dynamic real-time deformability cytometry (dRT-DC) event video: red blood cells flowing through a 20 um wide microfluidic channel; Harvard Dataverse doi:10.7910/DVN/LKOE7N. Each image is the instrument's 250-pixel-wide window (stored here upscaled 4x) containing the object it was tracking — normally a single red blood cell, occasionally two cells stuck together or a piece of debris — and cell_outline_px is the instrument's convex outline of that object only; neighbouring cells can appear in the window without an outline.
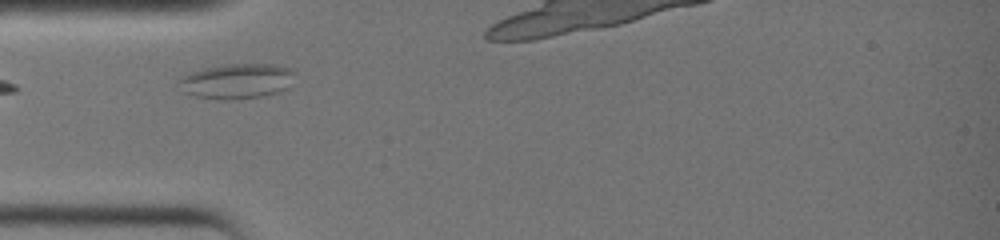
{"species": "common noctule bat (a hibernating species)", "species_latin": "Nyctalus noctula", "temperature_condition": "warm", "stored_images_in_passage": 7, "camera_frame_rate_fps": 3000, "um_per_image_px": 0.085, "animal": {"sex": "female", "body_mass_g": 19.0, "forearm_length_mm": 51.5}, "frame": {"image": 1, "passage_image": 2, "time_ms": 0.333, "image_size_px": [1000, 240], "cell_outline_px": [[296, 72], [288, 88], [280, 92], [260, 96], [232, 100], [228, 100], [196, 96], [184, 92], [176, 80], [192, 72], [204, 68], [228, 64], [276, 64], [292, 68]], "centroid_in_image_um": [20.18, 6.89], "position_along_channel_um": 64.8, "area_um2": 23.76}}
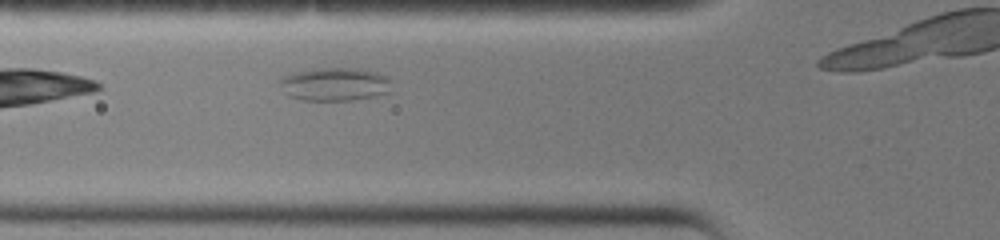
{"frame": {"image": 2, "passage_image": 4, "time_ms": 1.0, "image_size_px": [1000, 240], "cell_outline_px": [[392, 92], [376, 96], [352, 100], [300, 100], [288, 96], [284, 92], [280, 80], [280, 76], [312, 68], [356, 68], [380, 72], [388, 76]], "centroid_in_image_um": [28.49, 7.15], "position_along_channel_um": 97.3, "area_um2": 22.02}}